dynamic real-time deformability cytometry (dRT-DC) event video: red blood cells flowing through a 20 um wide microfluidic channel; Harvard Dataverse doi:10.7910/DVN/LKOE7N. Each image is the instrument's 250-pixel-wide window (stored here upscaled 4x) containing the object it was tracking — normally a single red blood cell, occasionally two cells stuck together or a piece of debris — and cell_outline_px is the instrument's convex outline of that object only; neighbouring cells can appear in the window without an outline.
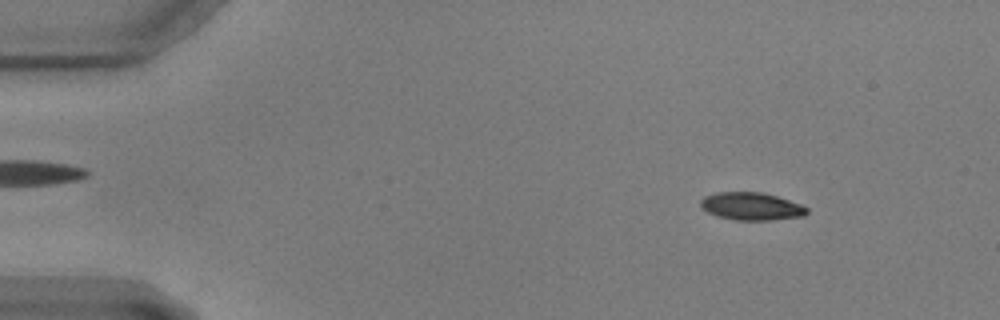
{"species": "common noctule bat (a hibernating species)", "species_latin": "Nyctalus noctula", "temperature_condition": "warm", "stored_images_in_passage": 54, "camera_frame_rate_fps": 3000, "um_per_image_px": 0.085, "animal": {"sex": "male", "body_mass_g": 17.9, "forearm_length_mm": 54.2}, "frame": {"image": 1, "passage_image": 3, "time_ms": 0.667, "image_size_px": [1000, 320], "cell_outline_px": [[808, 212], [804, 216], [772, 220], [736, 220], [716, 216], [700, 208], [700, 200], [704, 196], [716, 192], [760, 192], [776, 196], [800, 204], [808, 208]], "centroid_in_image_um": [63.83, 17.54], "position_along_channel_um": 21.2, "area_um2": 17.22}}
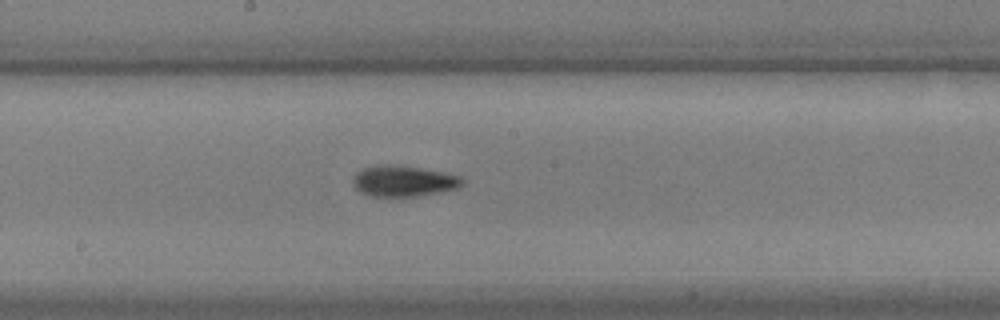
{"frame": {"image": 2, "passage_image": 27, "time_ms": 8.667, "image_size_px": [1000, 320], "cell_outline_px": [[464, 184], [456, 188], [420, 196], [372, 196], [360, 192], [352, 184], [352, 180], [356, 172], [364, 168], [376, 164], [392, 164], [420, 168], [460, 176], [464, 180]], "centroid_in_image_um": [34.26, 15.38], "position_along_channel_um": 213.9, "area_um2": 19.65}}
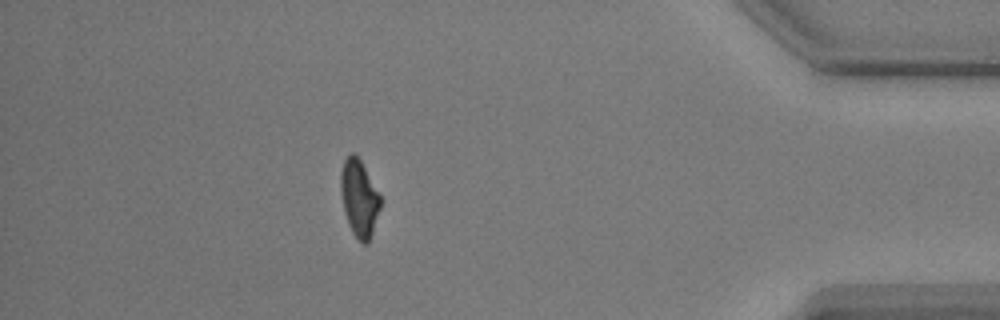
{"frame": {"image": 3, "passage_image": 47, "time_ms": 15.333, "image_size_px": [1000, 320], "cell_outline_px": [[380, 208], [368, 244], [364, 244], [352, 232], [348, 224], [344, 212], [340, 192], [340, 172], [344, 160], [352, 152], [360, 160], [380, 196]], "centroid_in_image_um": [30.5, 16.85], "position_along_channel_um": 404.7, "area_um2": 17.46}}